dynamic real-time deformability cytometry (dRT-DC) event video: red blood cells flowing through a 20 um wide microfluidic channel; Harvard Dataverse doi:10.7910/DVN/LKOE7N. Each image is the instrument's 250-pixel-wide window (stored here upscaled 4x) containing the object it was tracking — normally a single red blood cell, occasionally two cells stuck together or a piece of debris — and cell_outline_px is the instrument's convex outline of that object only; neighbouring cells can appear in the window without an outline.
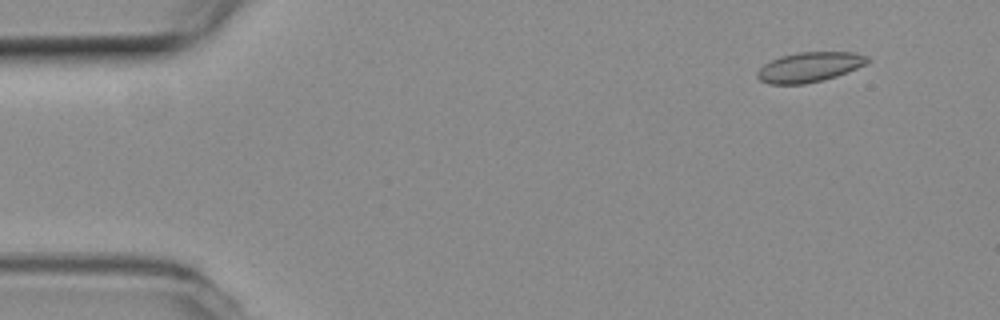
{"species": "common noctule bat (a hibernating species)", "species_latin": "Nyctalus noctula", "temperature_condition": "room temperature", "stored_images_in_passage": 55, "camera_frame_rate_fps": 3000, "um_per_image_px": 0.085, "animal": {"sex": "female", "body_mass_g": 19.3, "forearm_length_mm": 54.1}, "frame": {"image": 1, "passage_image": 5, "time_ms": 1.333, "image_size_px": [1000, 320], "cell_outline_px": [[872, 60], [848, 72], [824, 80], [804, 84], [768, 84], [760, 80], [756, 76], [756, 72], [764, 64], [780, 56], [800, 52], [856, 52], [868, 56]], "centroid_in_image_um": [68.81, 5.7], "position_along_channel_um": 16.2, "area_um2": 19.25}}
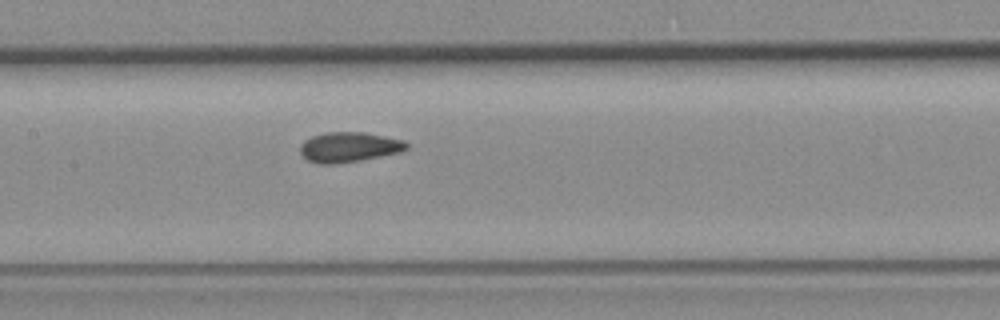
{"frame": {"image": 2, "passage_image": 26, "time_ms": 8.333, "image_size_px": [1000, 320], "cell_outline_px": [[408, 148], [400, 152], [360, 160], [336, 164], [316, 164], [308, 160], [300, 152], [300, 144], [304, 140], [312, 136], [324, 132], [364, 132], [404, 140], [408, 144]], "centroid_in_image_um": [29.64, 12.5], "position_along_channel_um": 177.8, "area_um2": 18.67}}
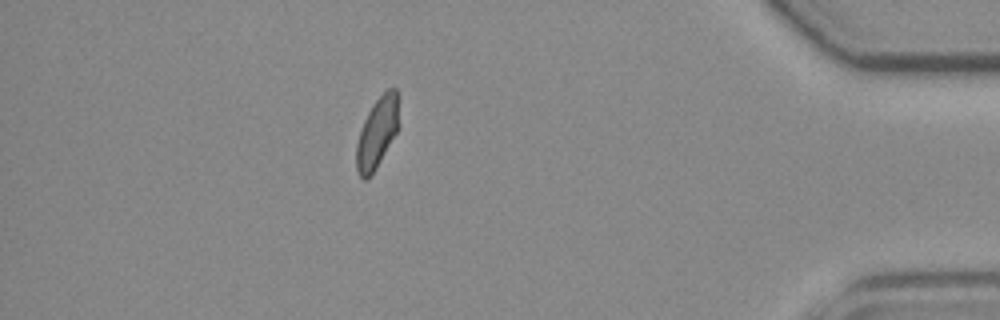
{"frame": {"image": 3, "passage_image": 48, "time_ms": 15.667, "image_size_px": [1000, 320], "cell_outline_px": [[400, 96], [396, 132], [376, 168], [364, 180], [356, 172], [356, 144], [364, 120], [372, 104], [388, 88], [396, 88], [400, 92]], "centroid_in_image_um": [32.06, 11.22], "position_along_channel_um": 403.1, "area_um2": 17.34}}